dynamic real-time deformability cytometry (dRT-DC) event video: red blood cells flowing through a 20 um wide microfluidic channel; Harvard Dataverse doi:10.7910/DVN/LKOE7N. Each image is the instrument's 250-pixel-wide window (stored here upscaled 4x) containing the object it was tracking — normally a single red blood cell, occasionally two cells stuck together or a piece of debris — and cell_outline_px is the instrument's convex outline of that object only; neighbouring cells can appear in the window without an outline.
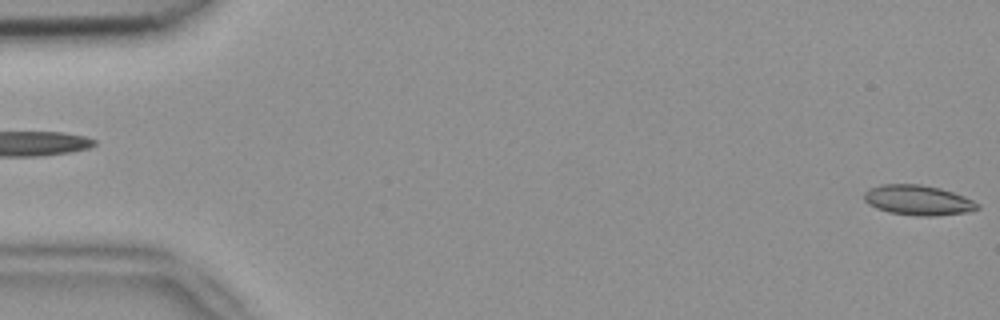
{"species": "common noctule bat (a hibernating species)", "species_latin": "Nyctalus noctula", "temperature_condition": "room temperature", "stored_images_in_passage": 6, "camera_frame_rate_fps": 3000, "um_per_image_px": 0.085, "animal": {"sex": "female", "body_mass_g": 18.4}, "frame": {"image": 1, "passage_image": 1, "time_ms": 0.0, "image_size_px": [1000, 320], "cell_outline_px": [[980, 208], [964, 212], [936, 216], [924, 216], [888, 212], [876, 208], [868, 204], [864, 200], [864, 192], [868, 188], [880, 184], [920, 184], [940, 188], [964, 196], [980, 204]], "centroid_in_image_um": [78.0, 17.0], "position_along_channel_um": 7.0, "area_um2": 19.83}}
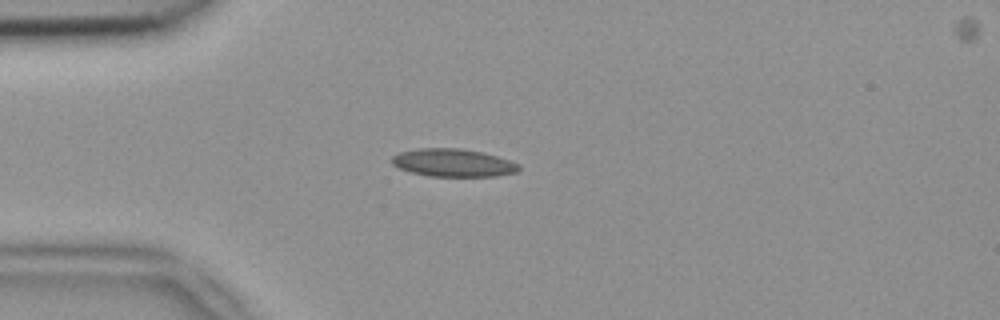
{"frame": {"image": 2, "passage_image": 5, "time_ms": 1.333, "image_size_px": [1000, 320], "cell_outline_px": [[520, 168], [516, 172], [496, 176], [432, 176], [412, 172], [400, 168], [392, 164], [392, 156], [400, 152], [416, 148], [460, 148], [484, 152], [520, 164]], "centroid_in_image_um": [38.52, 13.82], "position_along_channel_um": 46.5, "area_um2": 20.52}}